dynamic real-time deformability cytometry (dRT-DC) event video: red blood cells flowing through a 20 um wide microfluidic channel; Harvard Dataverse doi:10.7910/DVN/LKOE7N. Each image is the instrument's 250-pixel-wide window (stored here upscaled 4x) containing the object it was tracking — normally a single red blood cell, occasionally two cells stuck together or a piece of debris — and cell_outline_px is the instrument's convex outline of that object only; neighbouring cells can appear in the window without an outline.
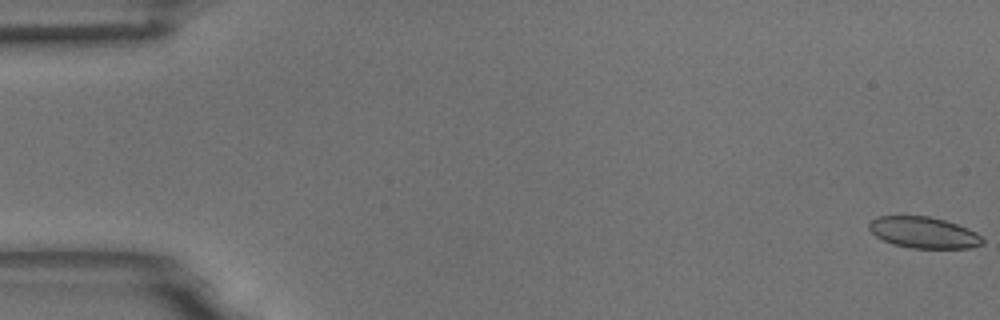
{"species": "common noctule bat (a hibernating species)", "species_latin": "Nyctalus noctula", "temperature_condition": "room temperature", "stored_images_in_passage": 6, "camera_frame_rate_fps": 3000, "um_per_image_px": 0.085, "animal": {"sex": "male", "body_mass_g": 18.8}, "frame": {"image": 1, "passage_image": 1, "time_ms": 0.0, "image_size_px": [1000, 320], "cell_outline_px": [[984, 244], [968, 248], [912, 248], [892, 244], [876, 236], [868, 228], [868, 220], [876, 216], [928, 216], [944, 220], [956, 224], [976, 232], [984, 236]], "centroid_in_image_um": [78.5, 19.76], "position_along_channel_um": 6.5, "area_um2": 20.81}}
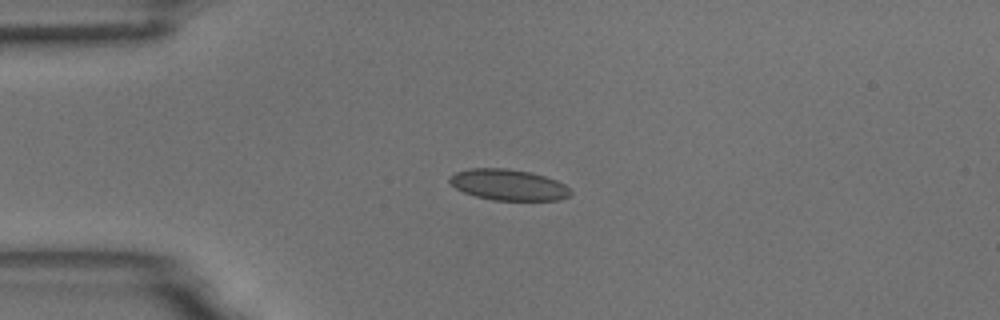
{"frame": {"image": 2, "passage_image": 5, "time_ms": 1.333, "image_size_px": [1000, 320], "cell_outline_px": [[572, 192], [568, 196], [560, 200], [492, 200], [476, 196], [464, 192], [456, 188], [448, 180], [448, 176], [456, 172], [472, 168], [508, 168], [532, 172], [556, 180], [564, 184]], "centroid_in_image_um": [43.2, 15.7], "position_along_channel_um": 41.8, "area_um2": 21.85}}